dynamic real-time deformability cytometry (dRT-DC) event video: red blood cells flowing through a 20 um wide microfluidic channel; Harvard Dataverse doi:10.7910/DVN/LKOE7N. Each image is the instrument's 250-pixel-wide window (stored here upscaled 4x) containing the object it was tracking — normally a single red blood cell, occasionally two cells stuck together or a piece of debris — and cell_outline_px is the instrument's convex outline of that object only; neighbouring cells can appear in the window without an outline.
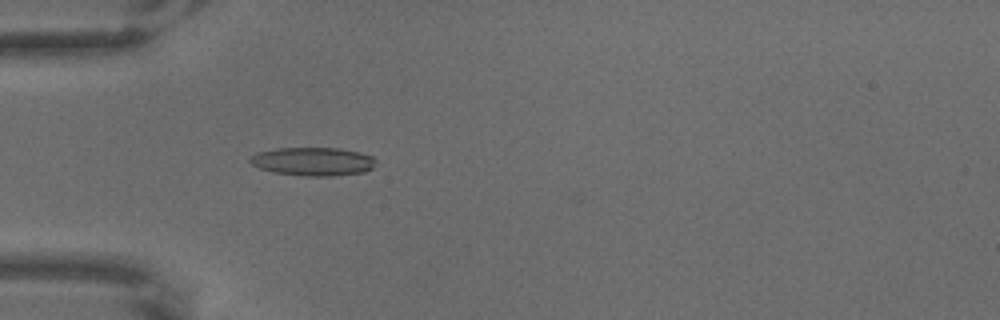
{"species": "common noctule bat (a hibernating species)", "species_latin": "Nyctalus noctula", "temperature_condition": "warm", "stored_images_in_passage": 30, "camera_frame_rate_fps": 3000, "um_per_image_px": 0.085, "animal": {"sex": "male", "body_mass_g": 18.8}, "frame": {"image": 1, "passage_image": 21, "time_ms": 6.667, "image_size_px": [1000, 320], "cell_outline_px": [[376, 160], [372, 168], [364, 172], [332, 176], [304, 176], [276, 172], [260, 168], [252, 164], [248, 160], [256, 152], [276, 148], [340, 148], [360, 152], [372, 156]], "centroid_in_image_um": [26.62, 13.72], "position_along_channel_um": 58.4, "area_um2": 20.81}}
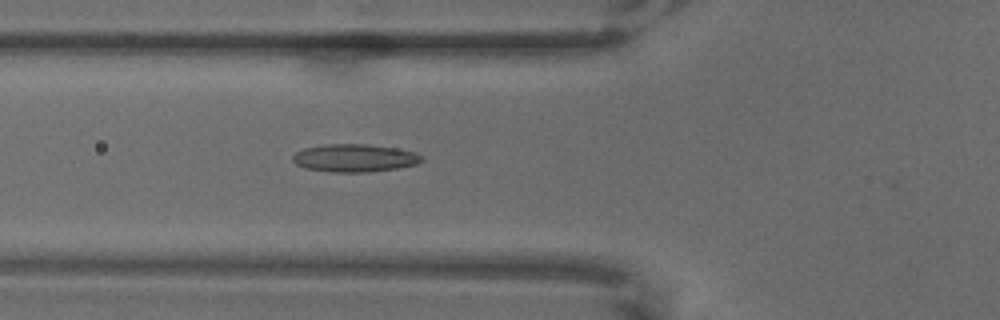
{"frame": {"image": 2, "passage_image": 25, "time_ms": 8.0, "image_size_px": [1000, 320], "cell_outline_px": [[424, 160], [416, 164], [400, 168], [368, 172], [332, 172], [308, 168], [296, 164], [292, 160], [292, 156], [296, 152], [304, 148], [324, 144], [368, 144], [396, 148], [416, 152], [424, 156]], "centroid_in_image_um": [30.18, 13.42], "position_along_channel_um": 95.6, "area_um2": 21.04}}
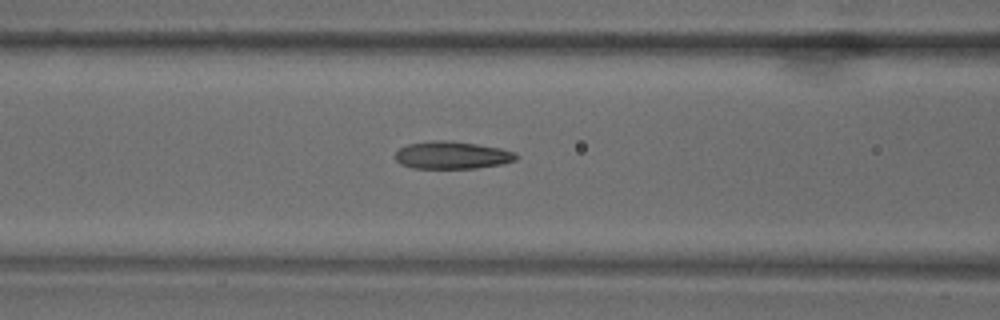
{"frame": {"image": 3, "passage_image": 28, "time_ms": 9.0, "image_size_px": [1000, 320], "cell_outline_px": [[520, 156], [516, 160], [504, 164], [476, 168], [412, 168], [400, 164], [396, 160], [396, 152], [400, 148], [408, 144], [436, 140], [452, 140], [500, 148], [516, 152]], "centroid_in_image_um": [38.47, 13.19], "position_along_channel_um": 128.1, "area_um2": 19.54}}